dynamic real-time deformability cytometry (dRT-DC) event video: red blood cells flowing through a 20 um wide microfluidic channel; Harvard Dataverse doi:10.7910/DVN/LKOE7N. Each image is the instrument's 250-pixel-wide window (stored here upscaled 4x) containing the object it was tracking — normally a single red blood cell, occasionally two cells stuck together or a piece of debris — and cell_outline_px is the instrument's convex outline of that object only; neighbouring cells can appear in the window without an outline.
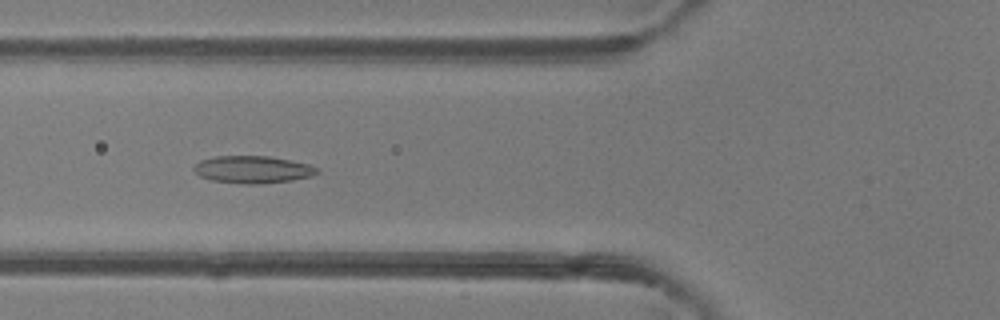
{"species": "common noctule bat (a hibernating species)", "species_latin": "Nyctalus noctula", "temperature_condition": "room temperature", "stored_images_in_passage": 46, "camera_frame_rate_fps": 3000, "um_per_image_px": 0.085, "animal": {"sex": "female"}, "frame": {"image": 1, "passage_image": 15, "time_ms": 4.667, "image_size_px": [1000, 320], "cell_outline_px": [[320, 172], [312, 176], [292, 180], [260, 184], [240, 184], [212, 180], [200, 176], [192, 168], [200, 160], [216, 156], [268, 156], [308, 164], [320, 168]], "centroid_in_image_um": [21.5, 14.41], "position_along_channel_um": 104.3, "area_um2": 19.65}}
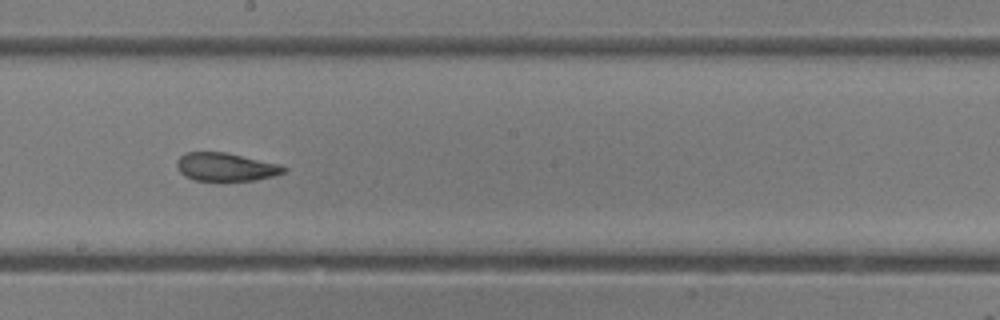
{"frame": {"image": 2, "passage_image": 24, "time_ms": 7.667, "image_size_px": [1000, 320], "cell_outline_px": [[288, 168], [284, 172], [272, 176], [256, 180], [220, 184], [196, 180], [184, 176], [176, 168], [176, 160], [184, 152], [224, 152], [280, 164]], "centroid_in_image_um": [19.15, 14.24], "position_along_channel_um": 229.1, "area_um2": 18.38}}
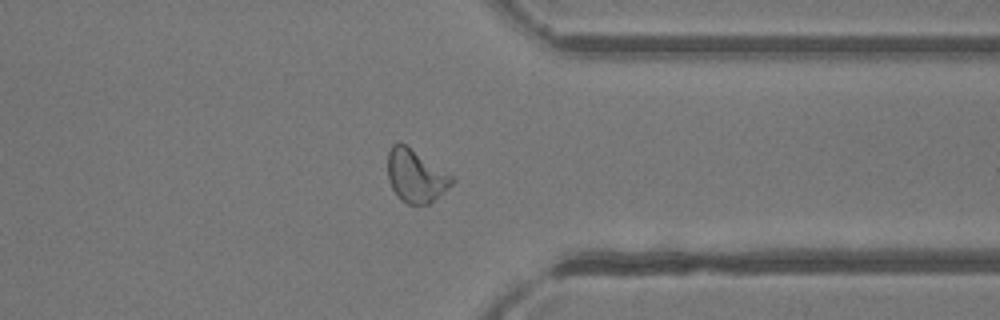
{"frame": {"image": 3, "passage_image": 35, "time_ms": 11.333, "image_size_px": [1000, 320], "cell_outline_px": [[456, 180], [452, 184], [428, 204], [408, 204], [400, 200], [392, 188], [388, 180], [388, 152], [392, 144], [404, 144], [456, 176]], "centroid_in_image_um": [35.36, 14.95], "position_along_channel_um": 376.0, "area_um2": 19.71}, "authors_computed_cell_mechanics": {"area_um2": 19.6809, "velocity_mm_per_s": 4.1446, "shape_relaxation_time_tau1_ms": null, "shape_relaxation_time_tau2_ms": 2.0665, "deformation_change_tau1": null, "deformation_change_tau2": 0.0955}}